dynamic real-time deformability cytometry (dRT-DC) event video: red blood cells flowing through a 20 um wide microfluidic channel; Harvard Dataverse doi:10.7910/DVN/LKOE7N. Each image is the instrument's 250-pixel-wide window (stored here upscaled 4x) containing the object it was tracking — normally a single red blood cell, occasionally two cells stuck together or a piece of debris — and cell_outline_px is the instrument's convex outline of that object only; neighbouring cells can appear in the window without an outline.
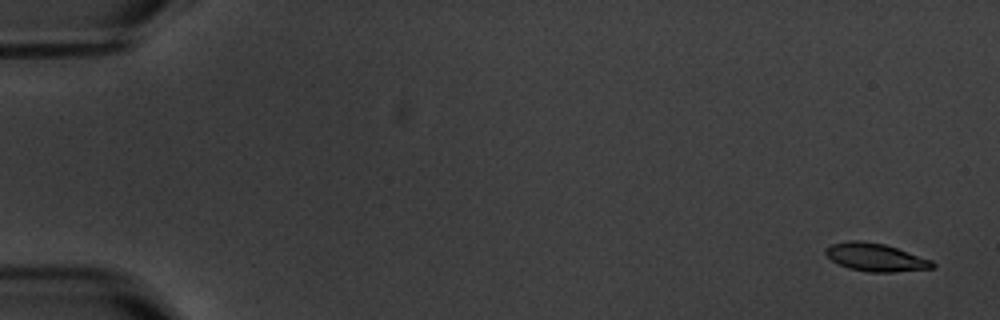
{"species": "common noctule bat (a hibernating species)", "species_latin": "Nyctalus noctula", "temperature_condition": "warm", "stored_images_in_passage": 6, "camera_frame_rate_fps": 3000, "um_per_image_px": 0.085, "animal": {"sex": "male", "body_mass_g": 20.1, "forearm_length_mm": 53.5}, "frame": {"image": 1, "passage_image": 1, "time_ms": 0.0, "image_size_px": [1000, 320], "cell_outline_px": [[936, 268], [892, 272], [868, 272], [848, 268], [832, 260], [824, 252], [824, 248], [832, 244], [848, 240], [860, 240], [884, 244], [932, 260], [936, 264]], "centroid_in_image_um": [74.43, 21.87], "position_along_channel_um": 10.6, "area_um2": 17.4}}